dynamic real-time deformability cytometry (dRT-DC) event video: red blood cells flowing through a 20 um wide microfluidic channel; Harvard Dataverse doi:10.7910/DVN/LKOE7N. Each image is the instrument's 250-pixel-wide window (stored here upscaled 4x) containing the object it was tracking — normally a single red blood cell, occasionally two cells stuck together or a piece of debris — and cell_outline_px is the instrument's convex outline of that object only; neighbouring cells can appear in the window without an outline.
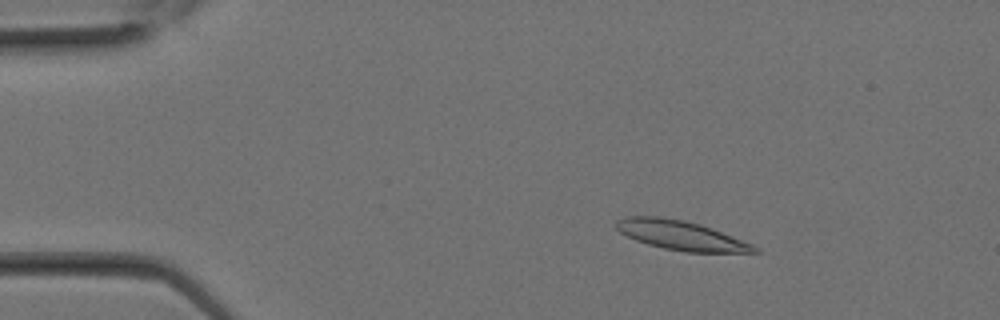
{"species": "Egyptian fruit bat (a non-hibernating species)", "species_latin": "Rousettus aegyptiacus", "temperature_condition": "room temperature", "stored_images_in_passage": 12, "camera_frame_rate_fps": 3000, "um_per_image_px": 0.085, "animal": {"sex": "female"}, "frame": {"image": 1, "passage_image": 3, "time_ms": 0.667, "image_size_px": [1000, 320], "cell_outline_px": [[760, 252], [684, 252], [664, 248], [648, 244], [636, 240], [620, 232], [616, 228], [616, 220], [624, 216], [660, 216], [684, 220], [700, 224], [712, 228], [752, 244], [760, 248]], "centroid_in_image_um": [57.87, 19.99], "position_along_channel_um": 27.1, "area_um2": 23.58}}
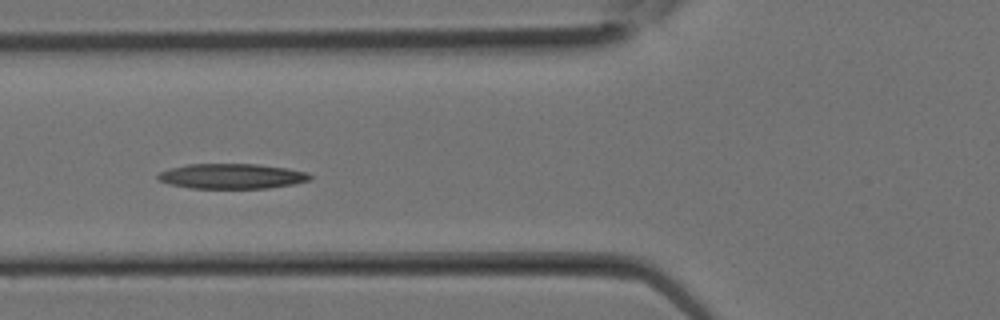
{"frame": {"image": 2, "passage_image": 9, "time_ms": 2.667, "image_size_px": [1000, 320], "cell_outline_px": [[312, 180], [292, 184], [268, 188], [188, 188], [172, 184], [160, 180], [156, 176], [160, 172], [172, 168], [188, 164], [256, 164], [288, 168], [308, 172], [312, 176]], "centroid_in_image_um": [19.76, 14.97], "position_along_channel_um": 106.0, "area_um2": 22.14}}
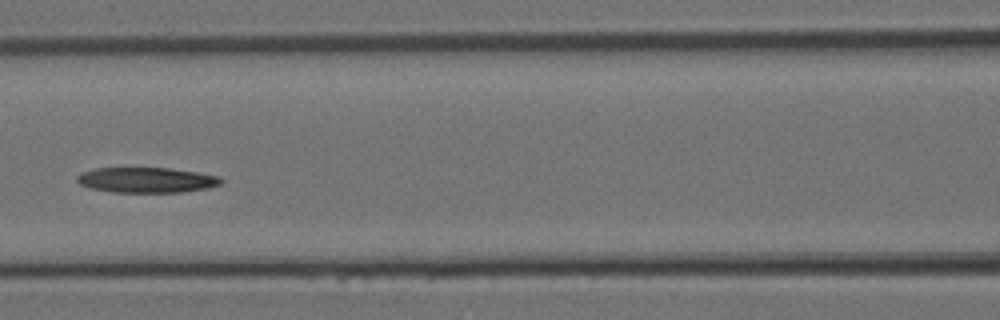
{"frame": {"image": 3, "passage_image": 11, "time_ms": 3.333, "image_size_px": [1000, 320], "cell_outline_px": [[224, 180], [220, 184], [208, 188], [180, 192], [112, 192], [88, 188], [80, 184], [76, 180], [76, 176], [80, 172], [96, 168], [168, 168], [196, 172], [220, 176]], "centroid_in_image_um": [12.43, 15.3], "position_along_channel_um": 154.2, "area_um2": 21.33}}